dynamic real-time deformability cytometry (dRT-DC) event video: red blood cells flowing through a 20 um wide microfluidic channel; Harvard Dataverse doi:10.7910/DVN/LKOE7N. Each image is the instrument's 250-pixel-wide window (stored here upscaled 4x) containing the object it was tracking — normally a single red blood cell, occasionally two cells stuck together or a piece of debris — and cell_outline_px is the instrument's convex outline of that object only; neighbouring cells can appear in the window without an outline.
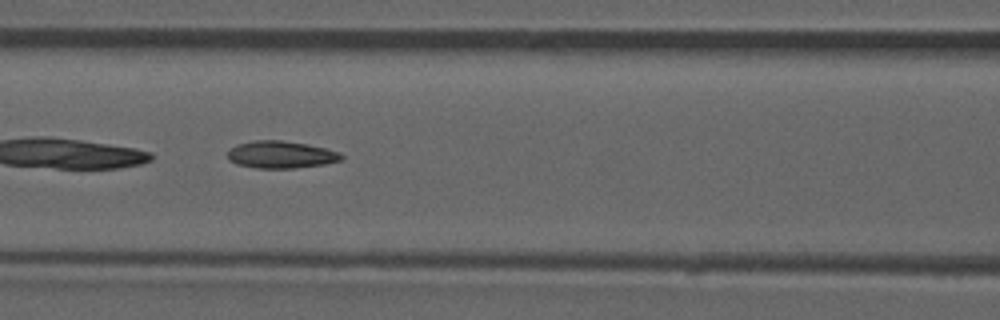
{"species": "common noctule bat (a hibernating species)", "species_latin": "Nyctalus noctula", "temperature_condition": "room temperature", "stored_images_in_passage": 51, "camera_frame_rate_fps": 3000, "um_per_image_px": 0.085, "animal": {"sex": "male", "forearm_length_mm": 52.5}, "frame": {"image": 1, "passage_image": 22, "time_ms": 7.0, "image_size_px": [1000, 320], "cell_outline_px": [[344, 156], [340, 160], [324, 164], [292, 168], [256, 168], [236, 164], [228, 160], [228, 152], [236, 144], [252, 140], [280, 140], [308, 144], [340, 152]], "centroid_in_image_um": [23.85, 13.14], "position_along_channel_um": 142.7, "area_um2": 18.03}, "authors_computed_cell_mechanics": {"area_um2": 17.8602, "velocity_mm_per_s": 3.958, "shape_relaxation_time_tau1_ms": null, "shape_relaxation_time_tau2_ms": 3.5529, "deformation_change_tau1": null, "deformation_change_tau2": 0.1233}}